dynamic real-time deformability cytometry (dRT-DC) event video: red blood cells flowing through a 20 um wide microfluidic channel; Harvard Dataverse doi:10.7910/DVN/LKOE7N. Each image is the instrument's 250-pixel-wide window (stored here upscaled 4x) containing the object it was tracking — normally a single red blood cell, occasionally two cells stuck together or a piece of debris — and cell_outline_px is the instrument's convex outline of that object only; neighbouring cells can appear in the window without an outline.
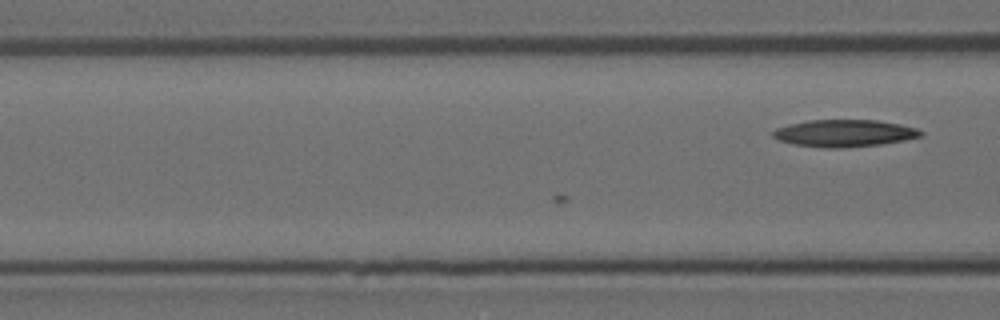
{"species": "Egyptian fruit bat (a non-hibernating species)", "species_latin": "Rousettus aegyptiacus", "temperature_condition": "room temperature", "stored_images_in_passage": 5, "camera_frame_rate_fps": 3000, "um_per_image_px": 0.085, "animal": {"sex": "female"}, "frame": {"image": 1, "passage_image": 5, "time_ms": 1.333, "image_size_px": [1000, 320], "cell_outline_px": [[924, 136], [904, 140], [880, 144], [844, 148], [828, 148], [792, 144], [780, 140], [772, 136], [772, 132], [776, 128], [808, 120], [876, 120], [900, 124], [916, 128], [924, 132]], "centroid_in_image_um": [71.8, 11.32], "position_along_channel_um": 94.8, "area_um2": 23.29}}